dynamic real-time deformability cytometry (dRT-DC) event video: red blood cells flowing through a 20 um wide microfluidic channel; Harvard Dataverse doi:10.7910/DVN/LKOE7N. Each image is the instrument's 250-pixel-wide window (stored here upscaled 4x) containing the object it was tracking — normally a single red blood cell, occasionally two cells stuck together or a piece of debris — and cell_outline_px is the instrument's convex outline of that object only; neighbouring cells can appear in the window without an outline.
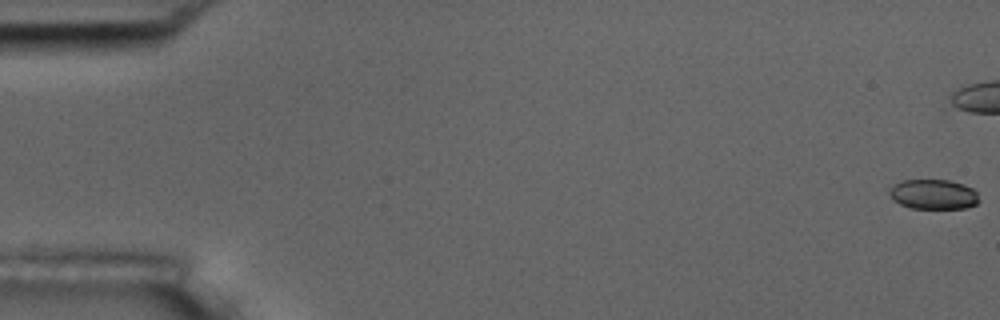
{"species": "common noctule bat (a hibernating species)", "species_latin": "Nyctalus noctula", "temperature_condition": "room temperature", "stored_images_in_passage": 9, "camera_frame_rate_fps": 3000, "um_per_image_px": 0.085, "animal": {"sex": "male", "body_mass_g": 17.5, "forearm_length_mm": 52.3}, "frame": {"image": 1, "passage_image": 1, "time_ms": 0.0, "image_size_px": [1000, 320], "cell_outline_px": [[980, 200], [976, 204], [964, 208], [912, 208], [900, 204], [888, 192], [900, 180], [948, 180], [964, 184], [972, 188], [976, 192]], "centroid_in_image_um": [79.38, 16.51], "position_along_channel_um": 5.6, "area_um2": 15.37}}